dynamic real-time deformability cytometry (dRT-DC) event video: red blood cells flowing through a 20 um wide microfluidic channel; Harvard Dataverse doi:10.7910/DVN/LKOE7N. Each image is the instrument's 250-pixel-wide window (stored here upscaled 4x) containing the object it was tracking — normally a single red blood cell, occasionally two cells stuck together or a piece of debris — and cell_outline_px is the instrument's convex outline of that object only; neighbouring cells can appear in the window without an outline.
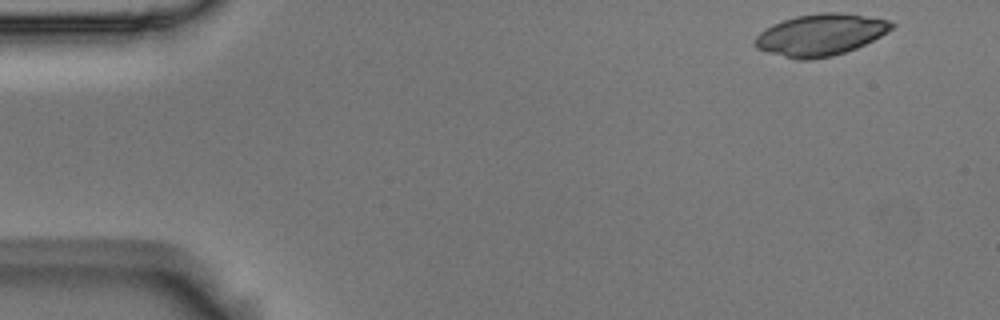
{"species": "Egyptian fruit bat (a non-hibernating species)", "species_latin": "Rousettus aegyptiacus", "temperature_condition": "room temperature", "stored_images_in_passage": 2, "camera_frame_rate_fps": 3000, "um_per_image_px": 0.085, "animal": {"sex": "male"}, "frame": {"image": 1, "passage_image": 1, "time_ms": 0.0, "image_size_px": [1000, 320], "cell_outline_px": [[896, 24], [888, 32], [856, 48], [832, 56], [812, 60], [796, 60], [768, 52], [756, 48], [756, 36], [764, 28], [772, 24], [796, 16], [824, 12], [836, 12], [892, 20]], "centroid_in_image_um": [69.75, 2.96], "position_along_channel_um": 15.3, "area_um2": 33.06}}